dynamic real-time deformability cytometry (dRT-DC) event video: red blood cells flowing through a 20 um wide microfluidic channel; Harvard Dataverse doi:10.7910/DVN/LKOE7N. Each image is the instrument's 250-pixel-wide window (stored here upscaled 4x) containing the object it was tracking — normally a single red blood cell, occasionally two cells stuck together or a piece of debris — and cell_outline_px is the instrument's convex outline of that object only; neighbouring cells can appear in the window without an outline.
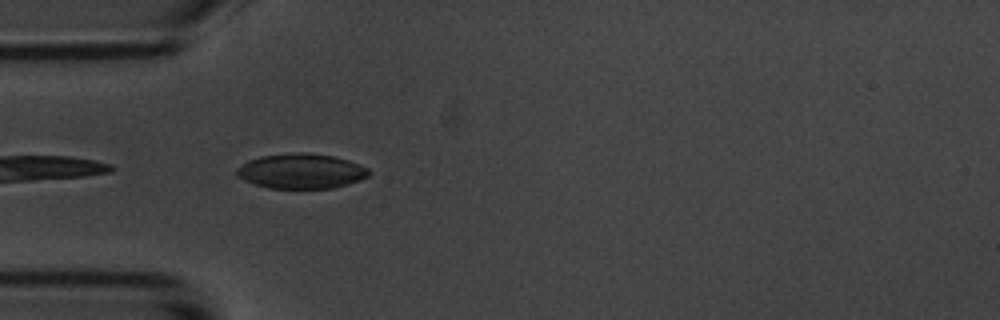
{"species": "common noctule bat (a hibernating species)", "species_latin": "Nyctalus noctula", "temperature_condition": "room temperature", "stored_images_in_passage": 4, "camera_frame_rate_fps": 3000, "um_per_image_px": 0.085, "animal": {"sex": "male", "body_mass_g": 20.1, "forearm_length_mm": 53.5}, "frame": {"image": 1, "passage_image": 4, "time_ms": 3.333, "image_size_px": [1000, 320], "cell_outline_px": [[372, 172], [368, 176], [360, 180], [348, 184], [332, 188], [268, 188], [244, 180], [236, 176], [236, 168], [248, 160], [260, 156], [296, 152], [308, 152], [336, 156], [360, 164], [368, 168]], "centroid_in_image_um": [25.62, 14.53], "position_along_channel_um": 59.4, "area_um2": 27.17}}